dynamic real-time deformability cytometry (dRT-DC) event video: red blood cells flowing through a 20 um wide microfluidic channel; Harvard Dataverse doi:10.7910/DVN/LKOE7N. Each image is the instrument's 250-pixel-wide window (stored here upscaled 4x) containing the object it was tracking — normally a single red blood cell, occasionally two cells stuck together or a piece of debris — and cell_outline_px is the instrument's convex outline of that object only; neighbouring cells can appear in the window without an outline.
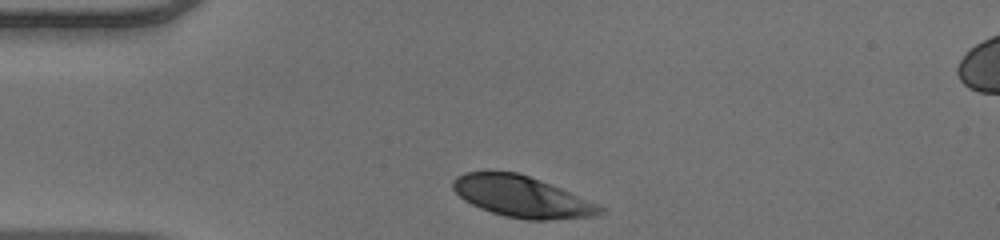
{"species": "human", "species_latin": "Homo sapiens", "temperature_condition": "warm", "stored_images_in_passage": 31, "camera_frame_rate_fps": 3000, "um_per_image_px": 0.085, "donor": {"sex": "male"}, "frame": {"image": 1, "passage_image": 1, "time_ms": 0.0, "image_size_px": [1000, 240], "cell_outline_px": [[604, 212], [592, 216], [548, 220], [528, 220], [504, 216], [480, 208], [464, 200], [452, 188], [452, 180], [456, 176], [464, 172], [516, 172], [540, 180], [600, 204], [604, 208]], "centroid_in_image_um": [44.35, 16.72], "position_along_channel_um": 40.6, "area_um2": 35.08}}
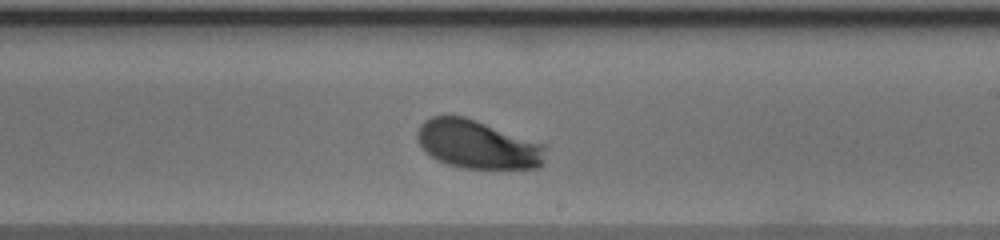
{"frame": {"image": 2, "passage_image": 19, "time_ms": 6.0, "image_size_px": [1000, 240], "cell_outline_px": [[548, 144], [544, 164], [540, 168], [464, 168], [448, 164], [436, 160], [420, 144], [416, 136], [416, 132], [420, 124], [424, 120], [432, 116], [464, 116]], "centroid_in_image_um": [40.66, 12.27], "position_along_channel_um": 248.3, "area_um2": 36.59}}
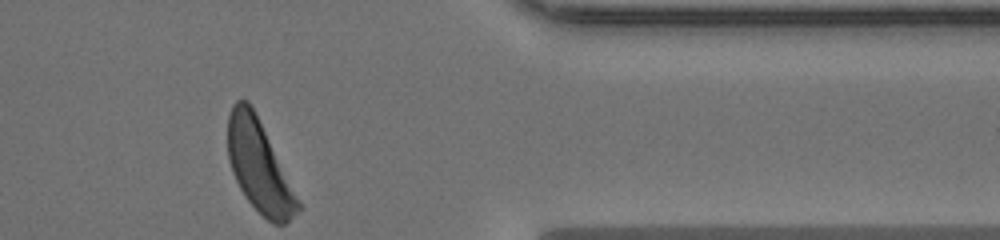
{"frame": {"image": 3, "passage_image": 31, "time_ms": 10.0, "image_size_px": [1000, 240], "cell_outline_px": [[304, 208], [284, 224], [272, 224], [248, 200], [240, 188], [232, 172], [228, 160], [228, 116], [232, 104], [236, 100], [248, 100], [256, 112]], "centroid_in_image_um": [22.05, 14.13], "position_along_channel_um": 389.4, "area_um2": 37.4}, "authors_computed_cell_mechanics": {"area_um2": 36.992, "velocity_mm_per_s": 3.9861, "shape_relaxation_time_tau1_ms": 1.9712, "shape_relaxation_time_tau2_ms": null, "deformation_change_tau1": 0.1483, "deformation_change_tau2": null}}